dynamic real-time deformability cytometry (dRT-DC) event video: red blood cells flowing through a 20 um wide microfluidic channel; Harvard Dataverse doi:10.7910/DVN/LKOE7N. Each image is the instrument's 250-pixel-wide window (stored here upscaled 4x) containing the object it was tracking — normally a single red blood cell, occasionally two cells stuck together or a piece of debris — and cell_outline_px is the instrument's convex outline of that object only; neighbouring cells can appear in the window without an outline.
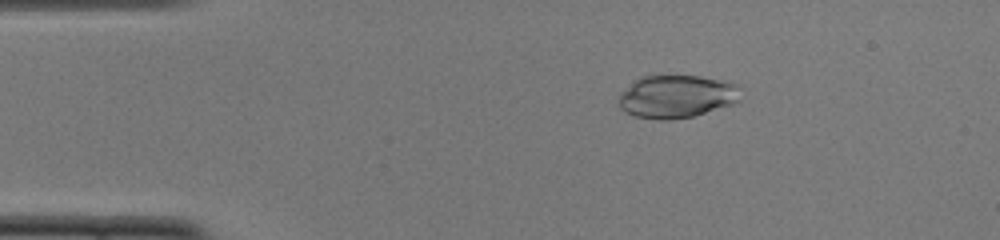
{"species": "common noctule bat (a hibernating species)", "species_latin": "Nyctalus noctula", "temperature_condition": "cold", "stored_images_in_passage": 51, "camera_frame_rate_fps": 3000, "um_per_image_px": 0.085, "animal": {"sex": "female", "body_mass_g": 22.0, "forearm_length_mm": 56.7}, "frame": {"image": 1, "passage_image": 9, "time_ms": 2.667, "image_size_px": [1000, 240], "cell_outline_px": [[740, 100], [732, 104], [692, 116], [668, 120], [660, 120], [632, 116], [624, 112], [620, 108], [616, 100], [620, 92], [640, 76], [700, 76], [724, 80], [740, 84]], "centroid_in_image_um": [57.48, 8.2], "position_along_channel_um": 27.5, "area_um2": 30.87}}
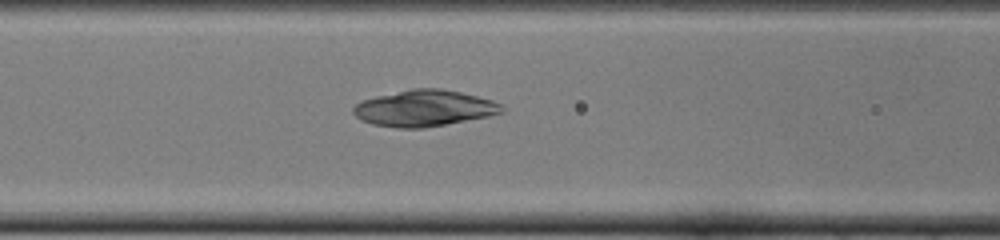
{"frame": {"image": 2, "passage_image": 21, "time_ms": 6.667, "image_size_px": [1000, 240], "cell_outline_px": [[504, 112], [488, 116], [424, 128], [396, 128], [372, 124], [360, 120], [352, 112], [352, 108], [356, 104], [364, 100], [376, 96], [412, 88], [440, 88], [460, 92], [492, 100], [504, 104]], "centroid_in_image_um": [36.06, 9.2], "position_along_channel_um": 130.5, "area_um2": 31.39}}
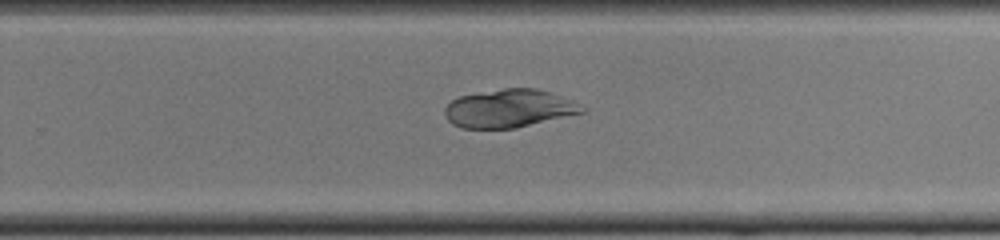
{"frame": {"image": 3, "passage_image": 33, "time_ms": 10.667, "image_size_px": [1000, 240], "cell_outline_px": [[588, 108], [584, 112], [516, 128], [460, 128], [452, 124], [448, 120], [444, 112], [444, 108], [452, 100], [460, 96], [504, 88], [536, 88], [572, 100]], "centroid_in_image_um": [43.27, 9.22], "position_along_channel_um": 286.5, "area_um2": 30.35}}